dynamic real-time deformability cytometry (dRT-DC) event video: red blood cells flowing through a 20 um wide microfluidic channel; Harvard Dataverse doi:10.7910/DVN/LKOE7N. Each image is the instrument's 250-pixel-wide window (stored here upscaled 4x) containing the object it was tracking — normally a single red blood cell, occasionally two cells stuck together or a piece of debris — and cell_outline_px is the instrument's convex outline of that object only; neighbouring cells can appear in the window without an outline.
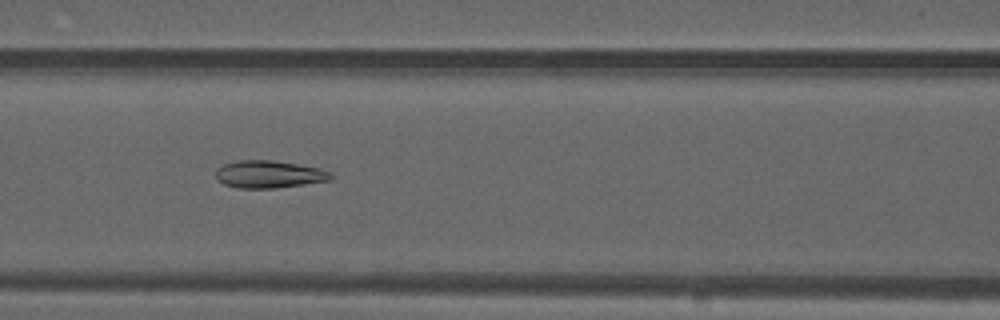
{"species": "common noctule bat (a hibernating species)", "species_latin": "Nyctalus noctula", "temperature_condition": "warm", "stored_images_in_passage": 49, "camera_frame_rate_fps": 3000, "um_per_image_px": 0.085, "animal": {"sex": "male", "forearm_length_mm": 52.5}, "frame": {"image": 1, "passage_image": 19, "time_ms": 6.0, "image_size_px": [1000, 320], "cell_outline_px": [[332, 180], [304, 184], [272, 188], [236, 188], [224, 184], [216, 180], [216, 168], [224, 164], [240, 160], [272, 160], [320, 168], [332, 172]], "centroid_in_image_um": [22.85, 14.81], "position_along_channel_um": 143.7, "area_um2": 18.44}}
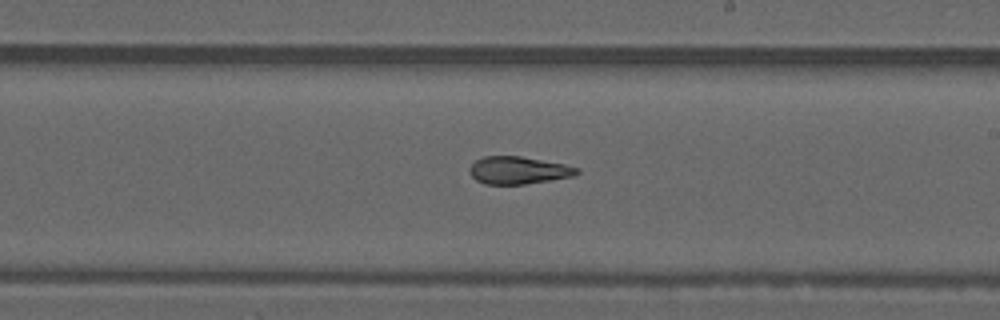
{"frame": {"image": 2, "passage_image": 27, "time_ms": 8.667, "image_size_px": [1000, 320], "cell_outline_px": [[580, 172], [572, 176], [524, 184], [484, 184], [476, 180], [472, 176], [468, 168], [476, 160], [484, 156], [520, 156], [564, 164], [580, 168]], "centroid_in_image_um": [44.04, 14.47], "position_along_channel_um": 245.0, "area_um2": 17.05}}
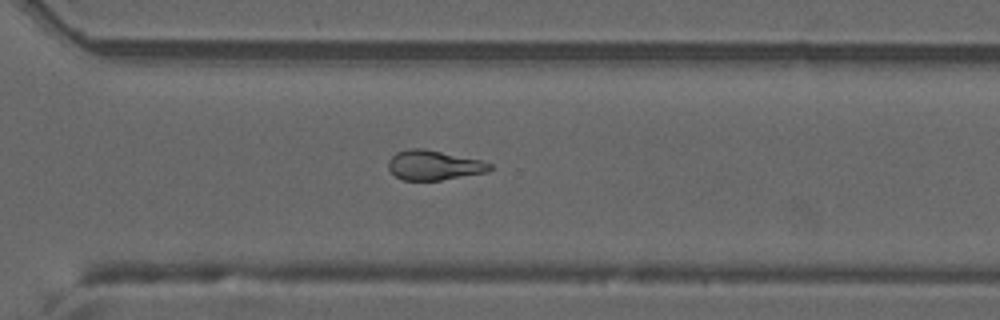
{"frame": {"image": 3, "passage_image": 34, "time_ms": 11.0, "image_size_px": [1000, 320], "cell_outline_px": [[492, 168], [488, 172], [440, 180], [404, 180], [396, 176], [388, 168], [388, 160], [396, 152], [408, 148], [424, 148], [480, 160], [492, 164]], "centroid_in_image_um": [36.87, 14.03], "position_along_channel_um": 333.7, "area_um2": 17.51}, "authors_computed_cell_mechanics": {"area_um2": 18.3804, "velocity_mm_per_s": 3.8032, "shape_relaxation_time_tau1_ms": null, "shape_relaxation_time_tau2_ms": 4.8585, "deformation_change_tau1": null, "deformation_change_tau2": 0.0932}}